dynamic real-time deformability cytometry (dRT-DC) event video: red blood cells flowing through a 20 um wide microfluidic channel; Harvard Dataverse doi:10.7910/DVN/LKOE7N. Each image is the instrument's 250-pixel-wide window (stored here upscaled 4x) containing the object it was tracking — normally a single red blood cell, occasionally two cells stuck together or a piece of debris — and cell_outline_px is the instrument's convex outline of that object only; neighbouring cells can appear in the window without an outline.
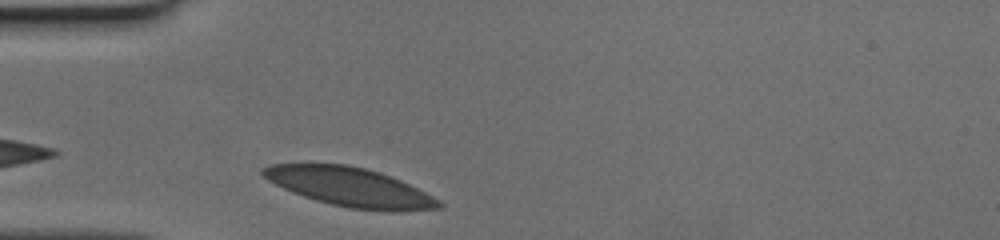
{"species": "human", "species_latin": "Homo sapiens", "temperature_condition": "cold", "stored_images_in_passage": 26, "camera_frame_rate_fps": 3000, "um_per_image_px": 0.085, "donor": {"sex": "female"}, "frame": {"image": 1, "passage_image": 1, "time_ms": 0.0, "image_size_px": [1000, 240], "cell_outline_px": [[444, 204], [440, 208], [392, 212], [348, 208], [316, 200], [292, 192], [268, 180], [260, 172], [260, 168], [272, 164], [348, 164], [380, 172], [400, 180], [440, 200]], "centroid_in_image_um": [29.75, 15.9], "position_along_channel_um": 55.3, "area_um2": 39.65}}
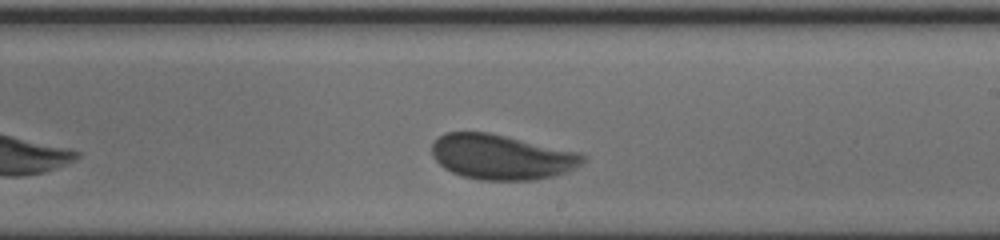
{"frame": {"image": 2, "passage_image": 16, "time_ms": 5.0, "image_size_px": [1000, 240], "cell_outline_px": [[584, 160], [580, 164], [568, 172], [536, 180], [480, 180], [460, 176], [444, 168], [432, 156], [432, 144], [444, 132], [488, 132], [508, 136], [580, 152], [584, 156]], "centroid_in_image_um": [42.62, 13.34], "position_along_channel_um": 246.4, "area_um2": 39.77}}
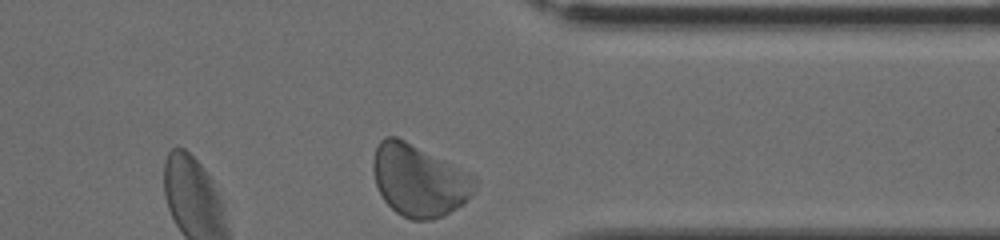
{"frame": {"image": 3, "passage_image": 26, "time_ms": 8.333, "image_size_px": [1000, 240], "cell_outline_px": [[476, 184], [472, 192], [464, 204], [444, 216], [432, 220], [412, 220], [396, 212], [384, 200], [376, 184], [372, 168], [372, 160], [376, 148], [380, 140], [384, 136], [396, 136], [472, 172], [476, 176]], "centroid_in_image_um": [35.64, 15.32], "position_along_channel_um": 375.8, "area_um2": 42.95}}